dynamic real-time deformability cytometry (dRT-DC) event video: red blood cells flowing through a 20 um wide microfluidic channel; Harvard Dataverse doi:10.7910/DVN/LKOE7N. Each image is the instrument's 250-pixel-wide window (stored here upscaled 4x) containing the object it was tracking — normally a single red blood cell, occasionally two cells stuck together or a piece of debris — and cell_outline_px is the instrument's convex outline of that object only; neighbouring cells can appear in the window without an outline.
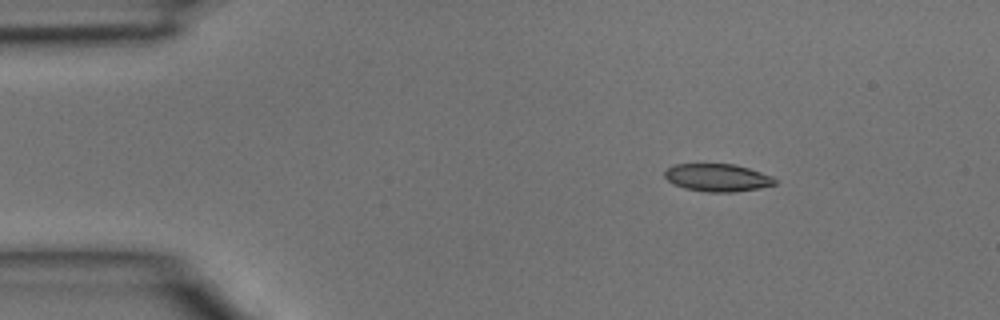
{"species": "common noctule bat (a hibernating species)", "species_latin": "Nyctalus noctula", "temperature_condition": "room temperature", "stored_images_in_passage": 2, "camera_frame_rate_fps": 3000, "um_per_image_px": 0.085, "animal": {"sex": "male", "body_mass_g": 15.6}, "frame": {"image": 1, "passage_image": 1, "time_ms": 0.0, "image_size_px": [1000, 320], "cell_outline_px": [[776, 184], [756, 188], [732, 192], [708, 192], [684, 188], [672, 184], [664, 176], [664, 172], [672, 164], [736, 164], [772, 176], [776, 180]], "centroid_in_image_um": [60.94, 15.09], "position_along_channel_um": 24.1, "area_um2": 17.69}}